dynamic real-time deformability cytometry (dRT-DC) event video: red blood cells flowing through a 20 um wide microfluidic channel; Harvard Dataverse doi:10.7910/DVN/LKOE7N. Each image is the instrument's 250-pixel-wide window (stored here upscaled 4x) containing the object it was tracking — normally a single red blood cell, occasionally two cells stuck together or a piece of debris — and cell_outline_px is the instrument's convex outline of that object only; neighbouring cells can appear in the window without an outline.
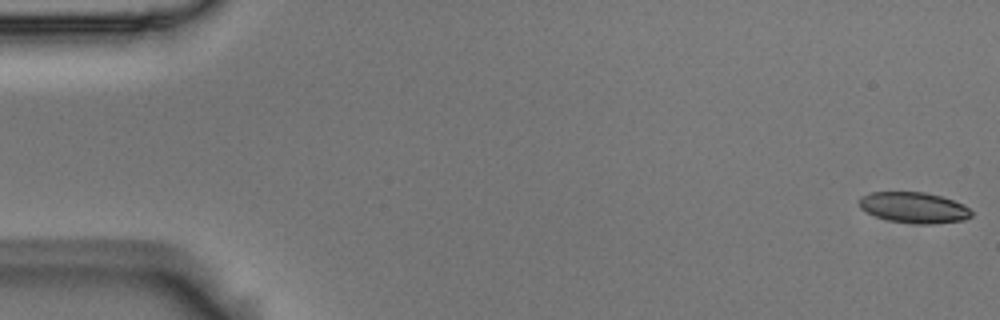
{"species": "Egyptian fruit bat (a non-hibernating species)", "species_latin": "Rousettus aegyptiacus", "temperature_condition": "room temperature", "stored_images_in_passage": 6, "segment_of_instrument_passage": [2, 2], "camera_frame_rate_fps": 3000, "um_per_image_px": 0.085, "animal": {"sex": "male"}, "frame": {"image": 1, "passage_image": 6, "time_ms": 1.667, "image_size_px": [1000, 320], "cell_outline_px": [[972, 216], [964, 220], [932, 224], [916, 224], [888, 220], [876, 216], [860, 208], [860, 196], [868, 192], [924, 192], [940, 196], [964, 204], [972, 212]], "centroid_in_image_um": [77.69, 17.64], "position_along_channel_um": 7.3, "area_um2": 20.11}}